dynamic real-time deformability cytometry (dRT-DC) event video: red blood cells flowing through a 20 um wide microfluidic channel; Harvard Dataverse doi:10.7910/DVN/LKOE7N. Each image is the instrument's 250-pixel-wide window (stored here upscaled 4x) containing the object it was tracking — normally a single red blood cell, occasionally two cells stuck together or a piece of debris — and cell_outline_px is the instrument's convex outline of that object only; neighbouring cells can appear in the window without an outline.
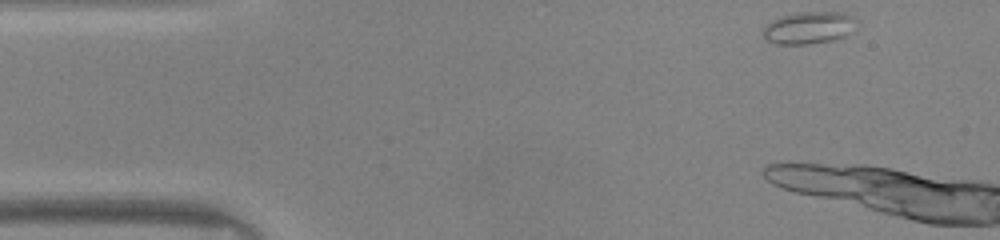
{"species": "common noctule bat (a hibernating species)", "species_latin": "Nyctalus noctula", "temperature_condition": "warm", "stored_images_in_passage": 5, "camera_frame_rate_fps": 3000, "um_per_image_px": 0.085, "animal": {"sex": "male", "body_mass_g": 20.0, "forearm_length_mm": 53.3}, "frame": {"image": 1, "passage_image": 1, "time_ms": 0.0, "image_size_px": [1000, 240], "cell_outline_px": [[860, 20], [852, 32], [844, 36], [832, 40], [808, 44], [776, 44], [768, 40], [764, 36], [764, 24], [780, 16], [796, 12], [840, 12], [852, 16]], "centroid_in_image_um": [68.78, 2.34], "position_along_channel_um": 16.2, "area_um2": 17.74}}